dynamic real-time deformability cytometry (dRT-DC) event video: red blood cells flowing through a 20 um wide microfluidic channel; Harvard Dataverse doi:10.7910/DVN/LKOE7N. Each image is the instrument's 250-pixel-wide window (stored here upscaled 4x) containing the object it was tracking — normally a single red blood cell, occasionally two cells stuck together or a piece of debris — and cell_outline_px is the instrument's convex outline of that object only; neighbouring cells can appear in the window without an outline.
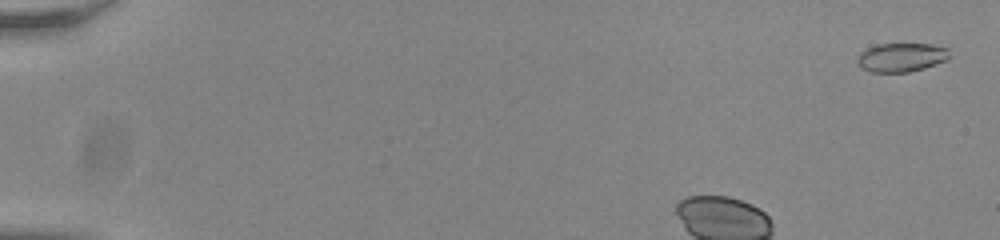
{"species": "common noctule bat (a hibernating species)", "species_latin": "Nyctalus noctula", "temperature_condition": "room temperature", "stored_images_in_passage": 45, "segment_of_instrument_passage": [1, 2], "camera_frame_rate_fps": 3000, "um_per_image_px": 0.085, "animal": {"sex": "male", "body_mass_g": 20.0, "forearm_length_mm": 53.3}, "frame": {"image": 1, "passage_image": 2, "time_ms": 0.333, "image_size_px": [1000, 240], "cell_outline_px": [[952, 56], [948, 60], [924, 68], [908, 72], [872, 72], [860, 68], [856, 60], [856, 56], [860, 52], [876, 44], [932, 44], [948, 48]], "centroid_in_image_um": [76.62, 4.87], "position_along_channel_um": 8.4, "area_um2": 15.78}}